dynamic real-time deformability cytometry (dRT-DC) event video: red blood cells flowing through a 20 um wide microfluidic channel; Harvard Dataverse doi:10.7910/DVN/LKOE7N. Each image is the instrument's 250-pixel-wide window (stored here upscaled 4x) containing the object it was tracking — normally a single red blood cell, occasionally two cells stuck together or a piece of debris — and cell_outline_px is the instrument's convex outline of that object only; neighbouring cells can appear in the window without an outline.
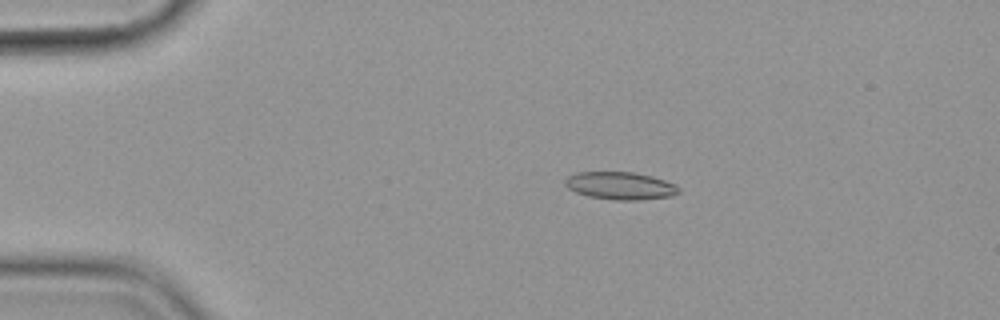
{"species": "common noctule bat (a hibernating species)", "species_latin": "Nyctalus noctula", "temperature_condition": "cold", "stored_images_in_passage": 56, "camera_frame_rate_fps": 3000, "um_per_image_px": 0.085, "animal": {"sex": "female", "body_mass_g": 19.9}, "frame": {"image": 1, "passage_image": 11, "time_ms": 3.333, "image_size_px": [1000, 320], "cell_outline_px": [[680, 192], [668, 196], [636, 200], [616, 200], [588, 196], [576, 192], [568, 188], [564, 184], [564, 180], [568, 176], [576, 172], [632, 172], [652, 176], [676, 184], [680, 188]], "centroid_in_image_um": [52.7, 15.78], "position_along_channel_um": 32.3, "area_um2": 18.21}}
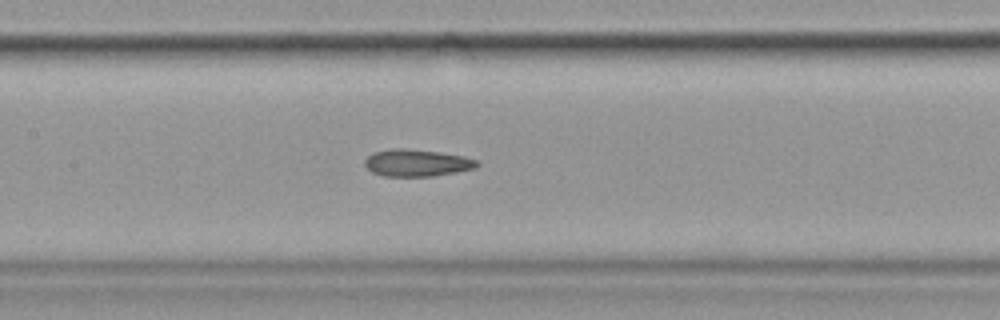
{"frame": {"image": 2, "passage_image": 27, "time_ms": 8.667, "image_size_px": [1000, 320], "cell_outline_px": [[480, 164], [476, 168], [456, 172], [432, 176], [384, 176], [372, 172], [364, 164], [364, 160], [368, 156], [376, 152], [392, 148], [400, 148], [436, 152], [464, 156], [476, 160]], "centroid_in_image_um": [35.43, 13.85], "position_along_channel_um": 172.0, "area_um2": 17.46}}
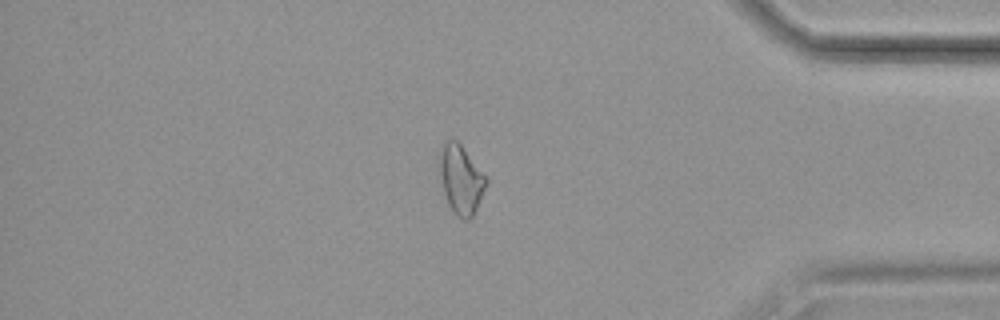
{"frame": {"image": 3, "passage_image": 48, "time_ms": 15.667, "image_size_px": [1000, 320], "cell_outline_px": [[488, 184], [472, 216], [468, 220], [464, 220], [448, 204], [444, 192], [440, 172], [440, 144], [448, 140], [456, 140], [460, 144], [488, 180]], "centroid_in_image_um": [39.18, 15.23], "position_along_channel_um": 396.0, "area_um2": 18.09}, "authors_computed_cell_mechanics": {"area_um2": 17.8891, "velocity_mm_per_s": 3.577, "shape_relaxation_time_tau1_ms": null, "shape_relaxation_time_tau2_ms": 5.6199, "deformation_change_tau1": null, "deformation_change_tau2": 0.1471}}